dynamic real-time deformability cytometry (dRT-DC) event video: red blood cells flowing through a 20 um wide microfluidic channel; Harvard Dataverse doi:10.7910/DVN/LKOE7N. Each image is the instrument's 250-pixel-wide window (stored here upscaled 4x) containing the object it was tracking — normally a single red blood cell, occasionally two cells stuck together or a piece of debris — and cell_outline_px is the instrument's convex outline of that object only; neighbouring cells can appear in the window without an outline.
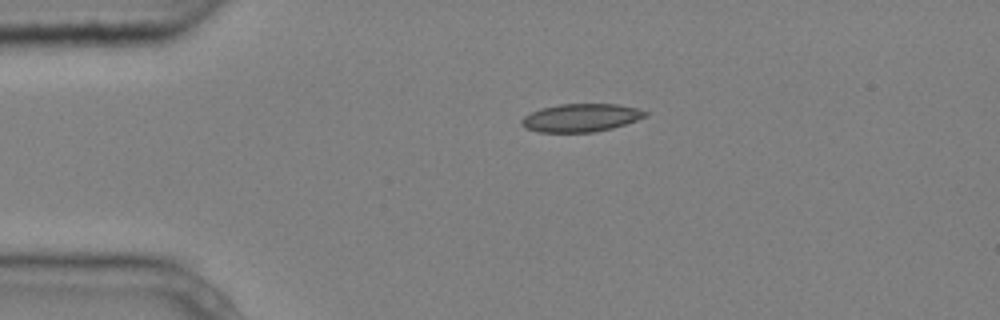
{"species": "common noctule bat (a hibernating species)", "species_latin": "Nyctalus noctula", "temperature_condition": "cold", "stored_images_in_passage": 3, "camera_frame_rate_fps": 3000, "um_per_image_px": 0.085, "animal": {"sex": "male", "body_mass_g": 20.4}, "frame": {"image": 1, "passage_image": 2, "time_ms": 0.333, "image_size_px": [1000, 320], "cell_outline_px": [[648, 116], [612, 128], [592, 132], [536, 132], [524, 128], [520, 124], [520, 120], [524, 116], [540, 108], [560, 104], [616, 104], [636, 108], [648, 112]], "centroid_in_image_um": [49.33, 10.01], "position_along_channel_um": 35.7, "area_um2": 20.23}}
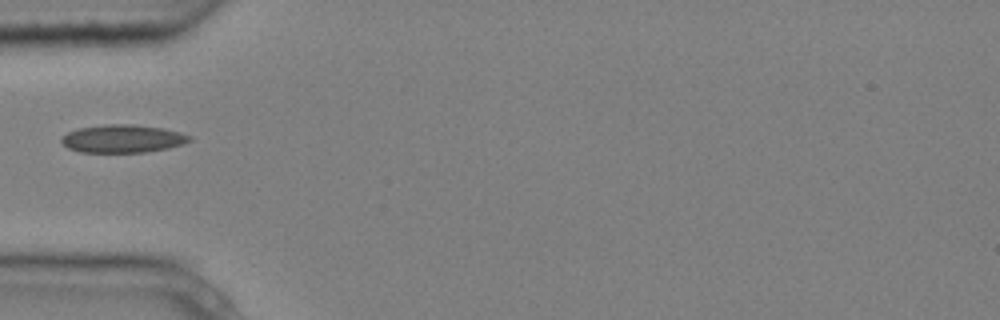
{"frame": {"image": 2, "passage_image": 3, "time_ms": 0.667, "image_size_px": [1000, 320], "cell_outline_px": [[192, 140], [184, 144], [168, 148], [144, 152], [80, 152], [68, 148], [60, 140], [60, 136], [76, 128], [104, 124], [132, 124], [164, 128], [180, 132], [192, 136]], "centroid_in_image_um": [10.42, 11.78], "position_along_channel_um": 74.6, "area_um2": 21.1}}